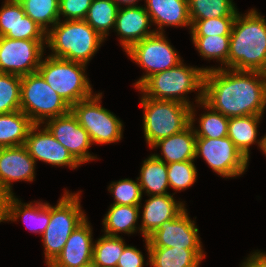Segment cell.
<instances>
[{"label": "cell", "mask_w": 266, "mask_h": 267, "mask_svg": "<svg viewBox=\"0 0 266 267\" xmlns=\"http://www.w3.org/2000/svg\"><path fill=\"white\" fill-rule=\"evenodd\" d=\"M178 53L165 33H154L138 41L125 53L145 71L133 86L138 89L151 75L176 67L183 61Z\"/></svg>", "instance_id": "10"}, {"label": "cell", "mask_w": 266, "mask_h": 267, "mask_svg": "<svg viewBox=\"0 0 266 267\" xmlns=\"http://www.w3.org/2000/svg\"><path fill=\"white\" fill-rule=\"evenodd\" d=\"M46 48V40L0 37V73L28 75L38 70Z\"/></svg>", "instance_id": "12"}, {"label": "cell", "mask_w": 266, "mask_h": 267, "mask_svg": "<svg viewBox=\"0 0 266 267\" xmlns=\"http://www.w3.org/2000/svg\"><path fill=\"white\" fill-rule=\"evenodd\" d=\"M263 118V115H248L242 117L229 118L228 137L235 144L236 148L249 161L250 147L257 144L261 147V138L258 136V125Z\"/></svg>", "instance_id": "25"}, {"label": "cell", "mask_w": 266, "mask_h": 267, "mask_svg": "<svg viewBox=\"0 0 266 267\" xmlns=\"http://www.w3.org/2000/svg\"><path fill=\"white\" fill-rule=\"evenodd\" d=\"M86 67L83 63L48 55L42 58L37 71L71 107L94 94Z\"/></svg>", "instance_id": "6"}, {"label": "cell", "mask_w": 266, "mask_h": 267, "mask_svg": "<svg viewBox=\"0 0 266 267\" xmlns=\"http://www.w3.org/2000/svg\"><path fill=\"white\" fill-rule=\"evenodd\" d=\"M105 39L85 20H59L46 33L50 56L89 64Z\"/></svg>", "instance_id": "4"}, {"label": "cell", "mask_w": 266, "mask_h": 267, "mask_svg": "<svg viewBox=\"0 0 266 267\" xmlns=\"http://www.w3.org/2000/svg\"><path fill=\"white\" fill-rule=\"evenodd\" d=\"M227 69L266 73V19L254 8L235 17Z\"/></svg>", "instance_id": "2"}, {"label": "cell", "mask_w": 266, "mask_h": 267, "mask_svg": "<svg viewBox=\"0 0 266 267\" xmlns=\"http://www.w3.org/2000/svg\"><path fill=\"white\" fill-rule=\"evenodd\" d=\"M102 235L94 242L92 261L96 266L116 267L127 244L122 236Z\"/></svg>", "instance_id": "34"}, {"label": "cell", "mask_w": 266, "mask_h": 267, "mask_svg": "<svg viewBox=\"0 0 266 267\" xmlns=\"http://www.w3.org/2000/svg\"><path fill=\"white\" fill-rule=\"evenodd\" d=\"M0 8V37L46 40V32L25 14L18 0H4Z\"/></svg>", "instance_id": "17"}, {"label": "cell", "mask_w": 266, "mask_h": 267, "mask_svg": "<svg viewBox=\"0 0 266 267\" xmlns=\"http://www.w3.org/2000/svg\"><path fill=\"white\" fill-rule=\"evenodd\" d=\"M43 125L80 165L99 159L89 152L93 145L89 134L71 111L63 116L50 118Z\"/></svg>", "instance_id": "13"}, {"label": "cell", "mask_w": 266, "mask_h": 267, "mask_svg": "<svg viewBox=\"0 0 266 267\" xmlns=\"http://www.w3.org/2000/svg\"><path fill=\"white\" fill-rule=\"evenodd\" d=\"M144 7L155 25L156 33L165 27H187L191 30L188 0H145Z\"/></svg>", "instance_id": "22"}, {"label": "cell", "mask_w": 266, "mask_h": 267, "mask_svg": "<svg viewBox=\"0 0 266 267\" xmlns=\"http://www.w3.org/2000/svg\"><path fill=\"white\" fill-rule=\"evenodd\" d=\"M108 191L113 195L112 204L139 206L142 205L141 186L138 179L135 180L125 178L118 181H112L108 186Z\"/></svg>", "instance_id": "37"}, {"label": "cell", "mask_w": 266, "mask_h": 267, "mask_svg": "<svg viewBox=\"0 0 266 267\" xmlns=\"http://www.w3.org/2000/svg\"><path fill=\"white\" fill-rule=\"evenodd\" d=\"M260 151L263 153V155L265 154L266 156V134L261 137Z\"/></svg>", "instance_id": "44"}, {"label": "cell", "mask_w": 266, "mask_h": 267, "mask_svg": "<svg viewBox=\"0 0 266 267\" xmlns=\"http://www.w3.org/2000/svg\"><path fill=\"white\" fill-rule=\"evenodd\" d=\"M174 194L165 195H150L149 198L145 200V204L142 207L141 204L139 208H142V216L140 226V232L144 238L151 235L159 226L166 220L175 219L179 214H181L185 209V201H177L174 198Z\"/></svg>", "instance_id": "20"}, {"label": "cell", "mask_w": 266, "mask_h": 267, "mask_svg": "<svg viewBox=\"0 0 266 267\" xmlns=\"http://www.w3.org/2000/svg\"><path fill=\"white\" fill-rule=\"evenodd\" d=\"M7 195L0 189V223L5 222V200Z\"/></svg>", "instance_id": "42"}, {"label": "cell", "mask_w": 266, "mask_h": 267, "mask_svg": "<svg viewBox=\"0 0 266 267\" xmlns=\"http://www.w3.org/2000/svg\"><path fill=\"white\" fill-rule=\"evenodd\" d=\"M137 179L142 194H147L146 196L170 194L167 164L156 158L153 153L143 160Z\"/></svg>", "instance_id": "28"}, {"label": "cell", "mask_w": 266, "mask_h": 267, "mask_svg": "<svg viewBox=\"0 0 266 267\" xmlns=\"http://www.w3.org/2000/svg\"><path fill=\"white\" fill-rule=\"evenodd\" d=\"M80 267H97V266L93 263V261H90L84 265H81Z\"/></svg>", "instance_id": "45"}, {"label": "cell", "mask_w": 266, "mask_h": 267, "mask_svg": "<svg viewBox=\"0 0 266 267\" xmlns=\"http://www.w3.org/2000/svg\"><path fill=\"white\" fill-rule=\"evenodd\" d=\"M235 17L197 20L191 24L190 36L230 35Z\"/></svg>", "instance_id": "38"}, {"label": "cell", "mask_w": 266, "mask_h": 267, "mask_svg": "<svg viewBox=\"0 0 266 267\" xmlns=\"http://www.w3.org/2000/svg\"><path fill=\"white\" fill-rule=\"evenodd\" d=\"M203 101L228 118L263 115L266 73L224 68L206 71Z\"/></svg>", "instance_id": "1"}, {"label": "cell", "mask_w": 266, "mask_h": 267, "mask_svg": "<svg viewBox=\"0 0 266 267\" xmlns=\"http://www.w3.org/2000/svg\"><path fill=\"white\" fill-rule=\"evenodd\" d=\"M24 146L36 163L42 161L52 166L69 167L72 170L80 166L43 124L32 126Z\"/></svg>", "instance_id": "15"}, {"label": "cell", "mask_w": 266, "mask_h": 267, "mask_svg": "<svg viewBox=\"0 0 266 267\" xmlns=\"http://www.w3.org/2000/svg\"><path fill=\"white\" fill-rule=\"evenodd\" d=\"M191 40L202 58L208 61L214 59L216 62H220V66H211L210 70L217 68L227 69L230 35L191 36Z\"/></svg>", "instance_id": "30"}, {"label": "cell", "mask_w": 266, "mask_h": 267, "mask_svg": "<svg viewBox=\"0 0 266 267\" xmlns=\"http://www.w3.org/2000/svg\"><path fill=\"white\" fill-rule=\"evenodd\" d=\"M143 132L148 148L160 139L177 134L190 125L191 107L176 101L156 100L141 93Z\"/></svg>", "instance_id": "7"}, {"label": "cell", "mask_w": 266, "mask_h": 267, "mask_svg": "<svg viewBox=\"0 0 266 267\" xmlns=\"http://www.w3.org/2000/svg\"><path fill=\"white\" fill-rule=\"evenodd\" d=\"M140 213L139 206L111 204L102 219V232L104 235L117 237L121 236L118 233L131 235L139 231L141 234L140 226H136Z\"/></svg>", "instance_id": "24"}, {"label": "cell", "mask_w": 266, "mask_h": 267, "mask_svg": "<svg viewBox=\"0 0 266 267\" xmlns=\"http://www.w3.org/2000/svg\"><path fill=\"white\" fill-rule=\"evenodd\" d=\"M25 14L36 22L46 33L59 20V0H18Z\"/></svg>", "instance_id": "33"}, {"label": "cell", "mask_w": 266, "mask_h": 267, "mask_svg": "<svg viewBox=\"0 0 266 267\" xmlns=\"http://www.w3.org/2000/svg\"><path fill=\"white\" fill-rule=\"evenodd\" d=\"M143 241L145 242V250L148 256L146 264L145 256L142 252L134 246L127 245L120 256L116 267H144L145 265H149V242L147 238H144Z\"/></svg>", "instance_id": "40"}, {"label": "cell", "mask_w": 266, "mask_h": 267, "mask_svg": "<svg viewBox=\"0 0 266 267\" xmlns=\"http://www.w3.org/2000/svg\"><path fill=\"white\" fill-rule=\"evenodd\" d=\"M92 0H59L60 20H85Z\"/></svg>", "instance_id": "39"}, {"label": "cell", "mask_w": 266, "mask_h": 267, "mask_svg": "<svg viewBox=\"0 0 266 267\" xmlns=\"http://www.w3.org/2000/svg\"><path fill=\"white\" fill-rule=\"evenodd\" d=\"M21 76L0 73V114L20 110Z\"/></svg>", "instance_id": "36"}, {"label": "cell", "mask_w": 266, "mask_h": 267, "mask_svg": "<svg viewBox=\"0 0 266 267\" xmlns=\"http://www.w3.org/2000/svg\"><path fill=\"white\" fill-rule=\"evenodd\" d=\"M196 135L193 126L167 138L160 139L154 143L150 149H161L160 153L153 155L166 164L195 160Z\"/></svg>", "instance_id": "23"}, {"label": "cell", "mask_w": 266, "mask_h": 267, "mask_svg": "<svg viewBox=\"0 0 266 267\" xmlns=\"http://www.w3.org/2000/svg\"><path fill=\"white\" fill-rule=\"evenodd\" d=\"M118 10L112 0H92L85 21L106 40L114 29Z\"/></svg>", "instance_id": "31"}, {"label": "cell", "mask_w": 266, "mask_h": 267, "mask_svg": "<svg viewBox=\"0 0 266 267\" xmlns=\"http://www.w3.org/2000/svg\"><path fill=\"white\" fill-rule=\"evenodd\" d=\"M197 107L205 111L198 117L199 127H194L197 121ZM196 112V113H195ZM190 124L193 126L196 137L200 138H224L228 135L229 118L211 108L203 100L191 107Z\"/></svg>", "instance_id": "27"}, {"label": "cell", "mask_w": 266, "mask_h": 267, "mask_svg": "<svg viewBox=\"0 0 266 267\" xmlns=\"http://www.w3.org/2000/svg\"><path fill=\"white\" fill-rule=\"evenodd\" d=\"M195 160L174 162L167 164V178L170 188L174 191H185L197 181V168Z\"/></svg>", "instance_id": "35"}, {"label": "cell", "mask_w": 266, "mask_h": 267, "mask_svg": "<svg viewBox=\"0 0 266 267\" xmlns=\"http://www.w3.org/2000/svg\"><path fill=\"white\" fill-rule=\"evenodd\" d=\"M102 95L95 91L91 97L72 105L70 111L88 132L92 144L118 143L123 138L124 123L101 105Z\"/></svg>", "instance_id": "9"}, {"label": "cell", "mask_w": 266, "mask_h": 267, "mask_svg": "<svg viewBox=\"0 0 266 267\" xmlns=\"http://www.w3.org/2000/svg\"><path fill=\"white\" fill-rule=\"evenodd\" d=\"M93 229L88 218L69 236L63 250L47 267H80L93 257Z\"/></svg>", "instance_id": "19"}, {"label": "cell", "mask_w": 266, "mask_h": 267, "mask_svg": "<svg viewBox=\"0 0 266 267\" xmlns=\"http://www.w3.org/2000/svg\"><path fill=\"white\" fill-rule=\"evenodd\" d=\"M204 249L149 248L151 267H200L206 257Z\"/></svg>", "instance_id": "26"}, {"label": "cell", "mask_w": 266, "mask_h": 267, "mask_svg": "<svg viewBox=\"0 0 266 267\" xmlns=\"http://www.w3.org/2000/svg\"><path fill=\"white\" fill-rule=\"evenodd\" d=\"M81 192L64 189L57 204H50V222L41 236L46 266L63 250L71 233L87 219L80 203Z\"/></svg>", "instance_id": "5"}, {"label": "cell", "mask_w": 266, "mask_h": 267, "mask_svg": "<svg viewBox=\"0 0 266 267\" xmlns=\"http://www.w3.org/2000/svg\"><path fill=\"white\" fill-rule=\"evenodd\" d=\"M188 5L191 24L209 18L236 17L238 13L233 0H188Z\"/></svg>", "instance_id": "32"}, {"label": "cell", "mask_w": 266, "mask_h": 267, "mask_svg": "<svg viewBox=\"0 0 266 267\" xmlns=\"http://www.w3.org/2000/svg\"><path fill=\"white\" fill-rule=\"evenodd\" d=\"M239 267H266V252L255 250L245 257Z\"/></svg>", "instance_id": "41"}, {"label": "cell", "mask_w": 266, "mask_h": 267, "mask_svg": "<svg viewBox=\"0 0 266 267\" xmlns=\"http://www.w3.org/2000/svg\"><path fill=\"white\" fill-rule=\"evenodd\" d=\"M208 67L186 66L184 59L176 67L151 75L137 90L145 97L156 100L176 101L190 107L187 94L196 93L195 102L203 100L205 72Z\"/></svg>", "instance_id": "3"}, {"label": "cell", "mask_w": 266, "mask_h": 267, "mask_svg": "<svg viewBox=\"0 0 266 267\" xmlns=\"http://www.w3.org/2000/svg\"><path fill=\"white\" fill-rule=\"evenodd\" d=\"M185 209L175 219L164 221L147 237L149 248L203 249L199 228Z\"/></svg>", "instance_id": "14"}, {"label": "cell", "mask_w": 266, "mask_h": 267, "mask_svg": "<svg viewBox=\"0 0 266 267\" xmlns=\"http://www.w3.org/2000/svg\"><path fill=\"white\" fill-rule=\"evenodd\" d=\"M36 162L24 145L0 148V189L7 195H14L13 182H33Z\"/></svg>", "instance_id": "16"}, {"label": "cell", "mask_w": 266, "mask_h": 267, "mask_svg": "<svg viewBox=\"0 0 266 267\" xmlns=\"http://www.w3.org/2000/svg\"><path fill=\"white\" fill-rule=\"evenodd\" d=\"M33 125L21 110L0 114V148L24 145Z\"/></svg>", "instance_id": "29"}, {"label": "cell", "mask_w": 266, "mask_h": 267, "mask_svg": "<svg viewBox=\"0 0 266 267\" xmlns=\"http://www.w3.org/2000/svg\"><path fill=\"white\" fill-rule=\"evenodd\" d=\"M43 201L22 202L16 195H9L5 200V222L23 219L30 232L44 233L50 222V203Z\"/></svg>", "instance_id": "21"}, {"label": "cell", "mask_w": 266, "mask_h": 267, "mask_svg": "<svg viewBox=\"0 0 266 267\" xmlns=\"http://www.w3.org/2000/svg\"><path fill=\"white\" fill-rule=\"evenodd\" d=\"M200 156L213 172L227 179L241 177L250 163L228 136L224 138L196 137L195 160Z\"/></svg>", "instance_id": "11"}, {"label": "cell", "mask_w": 266, "mask_h": 267, "mask_svg": "<svg viewBox=\"0 0 266 267\" xmlns=\"http://www.w3.org/2000/svg\"><path fill=\"white\" fill-rule=\"evenodd\" d=\"M68 103L36 71L21 76L20 110L34 124H43L46 120L63 116L70 112Z\"/></svg>", "instance_id": "8"}, {"label": "cell", "mask_w": 266, "mask_h": 267, "mask_svg": "<svg viewBox=\"0 0 266 267\" xmlns=\"http://www.w3.org/2000/svg\"><path fill=\"white\" fill-rule=\"evenodd\" d=\"M119 8L138 6V2L142 0H112ZM145 1V0H144Z\"/></svg>", "instance_id": "43"}, {"label": "cell", "mask_w": 266, "mask_h": 267, "mask_svg": "<svg viewBox=\"0 0 266 267\" xmlns=\"http://www.w3.org/2000/svg\"><path fill=\"white\" fill-rule=\"evenodd\" d=\"M151 18L144 5L119 8L114 32L117 33L123 51H128L138 41L153 35L155 32Z\"/></svg>", "instance_id": "18"}]
</instances>
